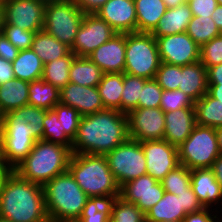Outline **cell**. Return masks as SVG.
Segmentation results:
<instances>
[{"instance_id": "cell-1", "label": "cell", "mask_w": 222, "mask_h": 222, "mask_svg": "<svg viewBox=\"0 0 222 222\" xmlns=\"http://www.w3.org/2000/svg\"><path fill=\"white\" fill-rule=\"evenodd\" d=\"M128 138L127 114L104 109L81 117L72 153L106 155Z\"/></svg>"}, {"instance_id": "cell-2", "label": "cell", "mask_w": 222, "mask_h": 222, "mask_svg": "<svg viewBox=\"0 0 222 222\" xmlns=\"http://www.w3.org/2000/svg\"><path fill=\"white\" fill-rule=\"evenodd\" d=\"M0 217L12 222H50L43 186L25 180L11 170L0 189Z\"/></svg>"}, {"instance_id": "cell-3", "label": "cell", "mask_w": 222, "mask_h": 222, "mask_svg": "<svg viewBox=\"0 0 222 222\" xmlns=\"http://www.w3.org/2000/svg\"><path fill=\"white\" fill-rule=\"evenodd\" d=\"M72 150L60 144L37 140L14 169L21 178L44 186L49 180L68 171Z\"/></svg>"}, {"instance_id": "cell-4", "label": "cell", "mask_w": 222, "mask_h": 222, "mask_svg": "<svg viewBox=\"0 0 222 222\" xmlns=\"http://www.w3.org/2000/svg\"><path fill=\"white\" fill-rule=\"evenodd\" d=\"M43 190L50 222L77 221L89 198L69 171L49 180Z\"/></svg>"}, {"instance_id": "cell-5", "label": "cell", "mask_w": 222, "mask_h": 222, "mask_svg": "<svg viewBox=\"0 0 222 222\" xmlns=\"http://www.w3.org/2000/svg\"><path fill=\"white\" fill-rule=\"evenodd\" d=\"M68 171L89 198L120 195V186L109 168L105 155L72 153Z\"/></svg>"}, {"instance_id": "cell-6", "label": "cell", "mask_w": 222, "mask_h": 222, "mask_svg": "<svg viewBox=\"0 0 222 222\" xmlns=\"http://www.w3.org/2000/svg\"><path fill=\"white\" fill-rule=\"evenodd\" d=\"M37 140L23 117H0V158L11 170L27 157Z\"/></svg>"}, {"instance_id": "cell-7", "label": "cell", "mask_w": 222, "mask_h": 222, "mask_svg": "<svg viewBox=\"0 0 222 222\" xmlns=\"http://www.w3.org/2000/svg\"><path fill=\"white\" fill-rule=\"evenodd\" d=\"M160 63L156 39L151 33H126L124 73L151 80Z\"/></svg>"}, {"instance_id": "cell-8", "label": "cell", "mask_w": 222, "mask_h": 222, "mask_svg": "<svg viewBox=\"0 0 222 222\" xmlns=\"http://www.w3.org/2000/svg\"><path fill=\"white\" fill-rule=\"evenodd\" d=\"M177 149L179 164L190 170L211 168L220 155L215 128L208 126L196 125Z\"/></svg>"}, {"instance_id": "cell-9", "label": "cell", "mask_w": 222, "mask_h": 222, "mask_svg": "<svg viewBox=\"0 0 222 222\" xmlns=\"http://www.w3.org/2000/svg\"><path fill=\"white\" fill-rule=\"evenodd\" d=\"M84 15L73 0L47 3L43 30L71 49Z\"/></svg>"}, {"instance_id": "cell-10", "label": "cell", "mask_w": 222, "mask_h": 222, "mask_svg": "<svg viewBox=\"0 0 222 222\" xmlns=\"http://www.w3.org/2000/svg\"><path fill=\"white\" fill-rule=\"evenodd\" d=\"M105 156L120 187L147 174L145 153L139 141L128 138Z\"/></svg>"}, {"instance_id": "cell-11", "label": "cell", "mask_w": 222, "mask_h": 222, "mask_svg": "<svg viewBox=\"0 0 222 222\" xmlns=\"http://www.w3.org/2000/svg\"><path fill=\"white\" fill-rule=\"evenodd\" d=\"M117 32L96 14H85L70 49L76 56L88 57Z\"/></svg>"}, {"instance_id": "cell-12", "label": "cell", "mask_w": 222, "mask_h": 222, "mask_svg": "<svg viewBox=\"0 0 222 222\" xmlns=\"http://www.w3.org/2000/svg\"><path fill=\"white\" fill-rule=\"evenodd\" d=\"M155 39L161 62L184 66L200 61V46L186 32Z\"/></svg>"}, {"instance_id": "cell-13", "label": "cell", "mask_w": 222, "mask_h": 222, "mask_svg": "<svg viewBox=\"0 0 222 222\" xmlns=\"http://www.w3.org/2000/svg\"><path fill=\"white\" fill-rule=\"evenodd\" d=\"M127 118L129 138L139 142L164 139L165 115L160 107L136 108Z\"/></svg>"}, {"instance_id": "cell-14", "label": "cell", "mask_w": 222, "mask_h": 222, "mask_svg": "<svg viewBox=\"0 0 222 222\" xmlns=\"http://www.w3.org/2000/svg\"><path fill=\"white\" fill-rule=\"evenodd\" d=\"M4 24L31 32L43 30L45 6L41 0H3Z\"/></svg>"}, {"instance_id": "cell-15", "label": "cell", "mask_w": 222, "mask_h": 222, "mask_svg": "<svg viewBox=\"0 0 222 222\" xmlns=\"http://www.w3.org/2000/svg\"><path fill=\"white\" fill-rule=\"evenodd\" d=\"M145 153L147 174L161 181L179 165L178 149L166 140H146L141 142Z\"/></svg>"}, {"instance_id": "cell-16", "label": "cell", "mask_w": 222, "mask_h": 222, "mask_svg": "<svg viewBox=\"0 0 222 222\" xmlns=\"http://www.w3.org/2000/svg\"><path fill=\"white\" fill-rule=\"evenodd\" d=\"M164 193L161 182L149 174L126 182L120 187V197L135 204L144 214L164 196Z\"/></svg>"}, {"instance_id": "cell-17", "label": "cell", "mask_w": 222, "mask_h": 222, "mask_svg": "<svg viewBox=\"0 0 222 222\" xmlns=\"http://www.w3.org/2000/svg\"><path fill=\"white\" fill-rule=\"evenodd\" d=\"M96 15L107 22L117 33L137 32L134 0H108Z\"/></svg>"}, {"instance_id": "cell-18", "label": "cell", "mask_w": 222, "mask_h": 222, "mask_svg": "<svg viewBox=\"0 0 222 222\" xmlns=\"http://www.w3.org/2000/svg\"><path fill=\"white\" fill-rule=\"evenodd\" d=\"M126 33H117L100 45L88 58L104 73H124Z\"/></svg>"}, {"instance_id": "cell-19", "label": "cell", "mask_w": 222, "mask_h": 222, "mask_svg": "<svg viewBox=\"0 0 222 222\" xmlns=\"http://www.w3.org/2000/svg\"><path fill=\"white\" fill-rule=\"evenodd\" d=\"M60 103L76 109L81 116L105 109L97 87L82 86L71 82L60 90Z\"/></svg>"}, {"instance_id": "cell-20", "label": "cell", "mask_w": 222, "mask_h": 222, "mask_svg": "<svg viewBox=\"0 0 222 222\" xmlns=\"http://www.w3.org/2000/svg\"><path fill=\"white\" fill-rule=\"evenodd\" d=\"M164 115V140L178 148L197 125L195 108H181L164 112Z\"/></svg>"}, {"instance_id": "cell-21", "label": "cell", "mask_w": 222, "mask_h": 222, "mask_svg": "<svg viewBox=\"0 0 222 222\" xmlns=\"http://www.w3.org/2000/svg\"><path fill=\"white\" fill-rule=\"evenodd\" d=\"M191 188L204 208L216 205L218 211V206L222 205V188L210 168L191 170ZM219 203L221 204L217 205Z\"/></svg>"}, {"instance_id": "cell-22", "label": "cell", "mask_w": 222, "mask_h": 222, "mask_svg": "<svg viewBox=\"0 0 222 222\" xmlns=\"http://www.w3.org/2000/svg\"><path fill=\"white\" fill-rule=\"evenodd\" d=\"M207 68L200 62L180 66L178 90L183 91L195 102L207 93Z\"/></svg>"}, {"instance_id": "cell-23", "label": "cell", "mask_w": 222, "mask_h": 222, "mask_svg": "<svg viewBox=\"0 0 222 222\" xmlns=\"http://www.w3.org/2000/svg\"><path fill=\"white\" fill-rule=\"evenodd\" d=\"M192 17L193 15L187 2L175 8H167L166 13L159 20L151 34L158 38L186 32Z\"/></svg>"}, {"instance_id": "cell-24", "label": "cell", "mask_w": 222, "mask_h": 222, "mask_svg": "<svg viewBox=\"0 0 222 222\" xmlns=\"http://www.w3.org/2000/svg\"><path fill=\"white\" fill-rule=\"evenodd\" d=\"M29 82L14 78L0 84V117L28 105Z\"/></svg>"}, {"instance_id": "cell-25", "label": "cell", "mask_w": 222, "mask_h": 222, "mask_svg": "<svg viewBox=\"0 0 222 222\" xmlns=\"http://www.w3.org/2000/svg\"><path fill=\"white\" fill-rule=\"evenodd\" d=\"M187 214L183 210L181 196L165 192L164 196L145 213L148 222H182Z\"/></svg>"}, {"instance_id": "cell-26", "label": "cell", "mask_w": 222, "mask_h": 222, "mask_svg": "<svg viewBox=\"0 0 222 222\" xmlns=\"http://www.w3.org/2000/svg\"><path fill=\"white\" fill-rule=\"evenodd\" d=\"M137 16V32L151 33L166 13L163 0H134Z\"/></svg>"}, {"instance_id": "cell-27", "label": "cell", "mask_w": 222, "mask_h": 222, "mask_svg": "<svg viewBox=\"0 0 222 222\" xmlns=\"http://www.w3.org/2000/svg\"><path fill=\"white\" fill-rule=\"evenodd\" d=\"M31 49L41 59L43 64L65 57L71 52L68 46L45 30L38 31L34 34Z\"/></svg>"}, {"instance_id": "cell-28", "label": "cell", "mask_w": 222, "mask_h": 222, "mask_svg": "<svg viewBox=\"0 0 222 222\" xmlns=\"http://www.w3.org/2000/svg\"><path fill=\"white\" fill-rule=\"evenodd\" d=\"M103 75L104 72L88 57L75 56L69 72V82L97 87Z\"/></svg>"}, {"instance_id": "cell-29", "label": "cell", "mask_w": 222, "mask_h": 222, "mask_svg": "<svg viewBox=\"0 0 222 222\" xmlns=\"http://www.w3.org/2000/svg\"><path fill=\"white\" fill-rule=\"evenodd\" d=\"M11 63L15 78L27 82L42 79L44 64L32 49L20 50Z\"/></svg>"}, {"instance_id": "cell-30", "label": "cell", "mask_w": 222, "mask_h": 222, "mask_svg": "<svg viewBox=\"0 0 222 222\" xmlns=\"http://www.w3.org/2000/svg\"><path fill=\"white\" fill-rule=\"evenodd\" d=\"M97 89L105 109L121 112L123 73H104Z\"/></svg>"}, {"instance_id": "cell-31", "label": "cell", "mask_w": 222, "mask_h": 222, "mask_svg": "<svg viewBox=\"0 0 222 222\" xmlns=\"http://www.w3.org/2000/svg\"><path fill=\"white\" fill-rule=\"evenodd\" d=\"M28 105L51 110L60 103V90L43 79L29 82Z\"/></svg>"}, {"instance_id": "cell-32", "label": "cell", "mask_w": 222, "mask_h": 222, "mask_svg": "<svg viewBox=\"0 0 222 222\" xmlns=\"http://www.w3.org/2000/svg\"><path fill=\"white\" fill-rule=\"evenodd\" d=\"M120 195L90 197L86 201L79 222H109L115 199Z\"/></svg>"}, {"instance_id": "cell-33", "label": "cell", "mask_w": 222, "mask_h": 222, "mask_svg": "<svg viewBox=\"0 0 222 222\" xmlns=\"http://www.w3.org/2000/svg\"><path fill=\"white\" fill-rule=\"evenodd\" d=\"M196 123L200 126H222V103L206 93L195 102Z\"/></svg>"}, {"instance_id": "cell-34", "label": "cell", "mask_w": 222, "mask_h": 222, "mask_svg": "<svg viewBox=\"0 0 222 222\" xmlns=\"http://www.w3.org/2000/svg\"><path fill=\"white\" fill-rule=\"evenodd\" d=\"M76 55L70 52L67 56L44 64L42 79L59 90L69 83V72Z\"/></svg>"}, {"instance_id": "cell-35", "label": "cell", "mask_w": 222, "mask_h": 222, "mask_svg": "<svg viewBox=\"0 0 222 222\" xmlns=\"http://www.w3.org/2000/svg\"><path fill=\"white\" fill-rule=\"evenodd\" d=\"M148 80L142 77L123 73V91L121 96V112L128 114L138 108L142 88Z\"/></svg>"}, {"instance_id": "cell-36", "label": "cell", "mask_w": 222, "mask_h": 222, "mask_svg": "<svg viewBox=\"0 0 222 222\" xmlns=\"http://www.w3.org/2000/svg\"><path fill=\"white\" fill-rule=\"evenodd\" d=\"M186 33L201 47L213 38L221 35L212 17L193 16Z\"/></svg>"}, {"instance_id": "cell-37", "label": "cell", "mask_w": 222, "mask_h": 222, "mask_svg": "<svg viewBox=\"0 0 222 222\" xmlns=\"http://www.w3.org/2000/svg\"><path fill=\"white\" fill-rule=\"evenodd\" d=\"M165 192L177 195L191 187V170L179 164L170 171L161 181Z\"/></svg>"}, {"instance_id": "cell-38", "label": "cell", "mask_w": 222, "mask_h": 222, "mask_svg": "<svg viewBox=\"0 0 222 222\" xmlns=\"http://www.w3.org/2000/svg\"><path fill=\"white\" fill-rule=\"evenodd\" d=\"M43 127L44 141L60 144L72 150V141L62 131L61 122L58 120V115L53 109L47 110L44 116Z\"/></svg>"}, {"instance_id": "cell-39", "label": "cell", "mask_w": 222, "mask_h": 222, "mask_svg": "<svg viewBox=\"0 0 222 222\" xmlns=\"http://www.w3.org/2000/svg\"><path fill=\"white\" fill-rule=\"evenodd\" d=\"M47 113V110L43 108H38L34 106H23L15 109L4 116H20L23 117L27 124H29L30 129L32 130L33 135L38 140H43V121L44 116Z\"/></svg>"}, {"instance_id": "cell-40", "label": "cell", "mask_w": 222, "mask_h": 222, "mask_svg": "<svg viewBox=\"0 0 222 222\" xmlns=\"http://www.w3.org/2000/svg\"><path fill=\"white\" fill-rule=\"evenodd\" d=\"M145 214L133 203L118 196L112 207L109 222H143Z\"/></svg>"}, {"instance_id": "cell-41", "label": "cell", "mask_w": 222, "mask_h": 222, "mask_svg": "<svg viewBox=\"0 0 222 222\" xmlns=\"http://www.w3.org/2000/svg\"><path fill=\"white\" fill-rule=\"evenodd\" d=\"M53 110L56 112L58 120L61 122L62 131L73 142L82 116L76 109L62 103L56 104Z\"/></svg>"}, {"instance_id": "cell-42", "label": "cell", "mask_w": 222, "mask_h": 222, "mask_svg": "<svg viewBox=\"0 0 222 222\" xmlns=\"http://www.w3.org/2000/svg\"><path fill=\"white\" fill-rule=\"evenodd\" d=\"M195 101L181 90H163L160 108L163 112L194 108Z\"/></svg>"}, {"instance_id": "cell-43", "label": "cell", "mask_w": 222, "mask_h": 222, "mask_svg": "<svg viewBox=\"0 0 222 222\" xmlns=\"http://www.w3.org/2000/svg\"><path fill=\"white\" fill-rule=\"evenodd\" d=\"M154 79L163 90H177L180 83V66L161 62Z\"/></svg>"}, {"instance_id": "cell-44", "label": "cell", "mask_w": 222, "mask_h": 222, "mask_svg": "<svg viewBox=\"0 0 222 222\" xmlns=\"http://www.w3.org/2000/svg\"><path fill=\"white\" fill-rule=\"evenodd\" d=\"M1 33L19 50L31 49L35 32L4 24Z\"/></svg>"}, {"instance_id": "cell-45", "label": "cell", "mask_w": 222, "mask_h": 222, "mask_svg": "<svg viewBox=\"0 0 222 222\" xmlns=\"http://www.w3.org/2000/svg\"><path fill=\"white\" fill-rule=\"evenodd\" d=\"M200 62L207 69L222 63V34L200 47Z\"/></svg>"}, {"instance_id": "cell-46", "label": "cell", "mask_w": 222, "mask_h": 222, "mask_svg": "<svg viewBox=\"0 0 222 222\" xmlns=\"http://www.w3.org/2000/svg\"><path fill=\"white\" fill-rule=\"evenodd\" d=\"M162 94L163 89L155 79L148 80L142 88L141 97L138 100V108H158Z\"/></svg>"}, {"instance_id": "cell-47", "label": "cell", "mask_w": 222, "mask_h": 222, "mask_svg": "<svg viewBox=\"0 0 222 222\" xmlns=\"http://www.w3.org/2000/svg\"><path fill=\"white\" fill-rule=\"evenodd\" d=\"M193 16L211 17L217 7V0H187Z\"/></svg>"}, {"instance_id": "cell-48", "label": "cell", "mask_w": 222, "mask_h": 222, "mask_svg": "<svg viewBox=\"0 0 222 222\" xmlns=\"http://www.w3.org/2000/svg\"><path fill=\"white\" fill-rule=\"evenodd\" d=\"M177 196H181L182 207L186 214L198 212L204 208L191 187L185 192L177 193Z\"/></svg>"}, {"instance_id": "cell-49", "label": "cell", "mask_w": 222, "mask_h": 222, "mask_svg": "<svg viewBox=\"0 0 222 222\" xmlns=\"http://www.w3.org/2000/svg\"><path fill=\"white\" fill-rule=\"evenodd\" d=\"M19 49H17L2 33H0V57L13 62L18 54Z\"/></svg>"}, {"instance_id": "cell-50", "label": "cell", "mask_w": 222, "mask_h": 222, "mask_svg": "<svg viewBox=\"0 0 222 222\" xmlns=\"http://www.w3.org/2000/svg\"><path fill=\"white\" fill-rule=\"evenodd\" d=\"M213 212L214 214L216 212V214L214 215ZM220 212H221V209L220 211H216V209L214 208L212 211V208L211 210L210 208H203L202 210L198 212L188 213L182 222H211L216 216H218L217 213H220Z\"/></svg>"}, {"instance_id": "cell-51", "label": "cell", "mask_w": 222, "mask_h": 222, "mask_svg": "<svg viewBox=\"0 0 222 222\" xmlns=\"http://www.w3.org/2000/svg\"><path fill=\"white\" fill-rule=\"evenodd\" d=\"M84 14H96L108 0H73Z\"/></svg>"}, {"instance_id": "cell-52", "label": "cell", "mask_w": 222, "mask_h": 222, "mask_svg": "<svg viewBox=\"0 0 222 222\" xmlns=\"http://www.w3.org/2000/svg\"><path fill=\"white\" fill-rule=\"evenodd\" d=\"M207 84L222 85V63L207 69Z\"/></svg>"}, {"instance_id": "cell-53", "label": "cell", "mask_w": 222, "mask_h": 222, "mask_svg": "<svg viewBox=\"0 0 222 222\" xmlns=\"http://www.w3.org/2000/svg\"><path fill=\"white\" fill-rule=\"evenodd\" d=\"M12 63L0 57V84L14 79Z\"/></svg>"}, {"instance_id": "cell-54", "label": "cell", "mask_w": 222, "mask_h": 222, "mask_svg": "<svg viewBox=\"0 0 222 222\" xmlns=\"http://www.w3.org/2000/svg\"><path fill=\"white\" fill-rule=\"evenodd\" d=\"M210 169L212 170L216 181L220 184L222 188V154H220L216 158Z\"/></svg>"}, {"instance_id": "cell-55", "label": "cell", "mask_w": 222, "mask_h": 222, "mask_svg": "<svg viewBox=\"0 0 222 222\" xmlns=\"http://www.w3.org/2000/svg\"><path fill=\"white\" fill-rule=\"evenodd\" d=\"M207 93L222 103V85H208Z\"/></svg>"}, {"instance_id": "cell-56", "label": "cell", "mask_w": 222, "mask_h": 222, "mask_svg": "<svg viewBox=\"0 0 222 222\" xmlns=\"http://www.w3.org/2000/svg\"><path fill=\"white\" fill-rule=\"evenodd\" d=\"M211 17L222 34V5H217L215 11L211 14Z\"/></svg>"}, {"instance_id": "cell-57", "label": "cell", "mask_w": 222, "mask_h": 222, "mask_svg": "<svg viewBox=\"0 0 222 222\" xmlns=\"http://www.w3.org/2000/svg\"><path fill=\"white\" fill-rule=\"evenodd\" d=\"M11 171L6 164H0V189L5 176Z\"/></svg>"}, {"instance_id": "cell-58", "label": "cell", "mask_w": 222, "mask_h": 222, "mask_svg": "<svg viewBox=\"0 0 222 222\" xmlns=\"http://www.w3.org/2000/svg\"><path fill=\"white\" fill-rule=\"evenodd\" d=\"M164 3L166 4L167 8H175L185 2H187V0H163Z\"/></svg>"}, {"instance_id": "cell-59", "label": "cell", "mask_w": 222, "mask_h": 222, "mask_svg": "<svg viewBox=\"0 0 222 222\" xmlns=\"http://www.w3.org/2000/svg\"><path fill=\"white\" fill-rule=\"evenodd\" d=\"M215 132H216V137H217L218 148H219L220 154H222V126L216 127Z\"/></svg>"}, {"instance_id": "cell-60", "label": "cell", "mask_w": 222, "mask_h": 222, "mask_svg": "<svg viewBox=\"0 0 222 222\" xmlns=\"http://www.w3.org/2000/svg\"><path fill=\"white\" fill-rule=\"evenodd\" d=\"M5 19H4V5L3 2H0V33L2 31L3 25H4Z\"/></svg>"}, {"instance_id": "cell-61", "label": "cell", "mask_w": 222, "mask_h": 222, "mask_svg": "<svg viewBox=\"0 0 222 222\" xmlns=\"http://www.w3.org/2000/svg\"><path fill=\"white\" fill-rule=\"evenodd\" d=\"M43 1L44 3H51V2H60V1H66V0H41Z\"/></svg>"}, {"instance_id": "cell-62", "label": "cell", "mask_w": 222, "mask_h": 222, "mask_svg": "<svg viewBox=\"0 0 222 222\" xmlns=\"http://www.w3.org/2000/svg\"><path fill=\"white\" fill-rule=\"evenodd\" d=\"M220 218H222V217H215L211 222H222V220L220 219Z\"/></svg>"}, {"instance_id": "cell-63", "label": "cell", "mask_w": 222, "mask_h": 222, "mask_svg": "<svg viewBox=\"0 0 222 222\" xmlns=\"http://www.w3.org/2000/svg\"><path fill=\"white\" fill-rule=\"evenodd\" d=\"M0 222H12V221H11V220L4 219V218L0 217Z\"/></svg>"}, {"instance_id": "cell-64", "label": "cell", "mask_w": 222, "mask_h": 222, "mask_svg": "<svg viewBox=\"0 0 222 222\" xmlns=\"http://www.w3.org/2000/svg\"><path fill=\"white\" fill-rule=\"evenodd\" d=\"M217 4L222 5V0H217Z\"/></svg>"}, {"instance_id": "cell-65", "label": "cell", "mask_w": 222, "mask_h": 222, "mask_svg": "<svg viewBox=\"0 0 222 222\" xmlns=\"http://www.w3.org/2000/svg\"><path fill=\"white\" fill-rule=\"evenodd\" d=\"M0 164H5V162L0 158Z\"/></svg>"}]
</instances>
